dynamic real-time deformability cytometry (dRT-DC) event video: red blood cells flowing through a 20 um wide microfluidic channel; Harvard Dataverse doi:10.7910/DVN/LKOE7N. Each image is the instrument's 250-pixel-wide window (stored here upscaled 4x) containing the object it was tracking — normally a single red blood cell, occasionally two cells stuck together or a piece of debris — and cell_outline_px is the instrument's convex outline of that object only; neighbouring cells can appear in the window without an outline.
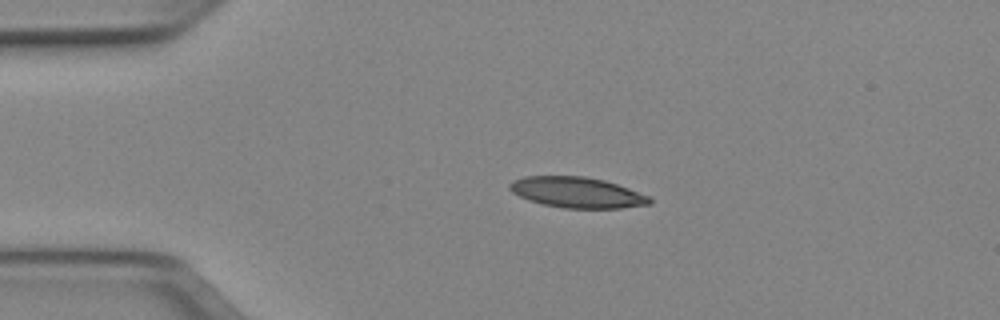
{"species": "Egyptian fruit bat (a non-hibernating species)", "species_latin": "Rousettus aegyptiacus", "temperature_condition": "cold", "stored_images_in_passage": 41, "camera_frame_rate_fps": 3000, "um_per_image_px": 0.085, "animal": {"sex": "female"}, "frame": {"image": 1, "passage_image": 1, "time_ms": 0.0, "image_size_px": [1000, 320], "cell_outline_px": [[652, 204], [620, 208], [564, 208], [544, 204], [528, 200], [512, 192], [508, 188], [508, 184], [512, 180], [524, 176], [584, 176], [604, 180], [628, 188], [648, 196], [652, 200]], "centroid_in_image_um": [49.02, 16.35], "position_along_channel_um": 36.0, "area_um2": 24.97}}
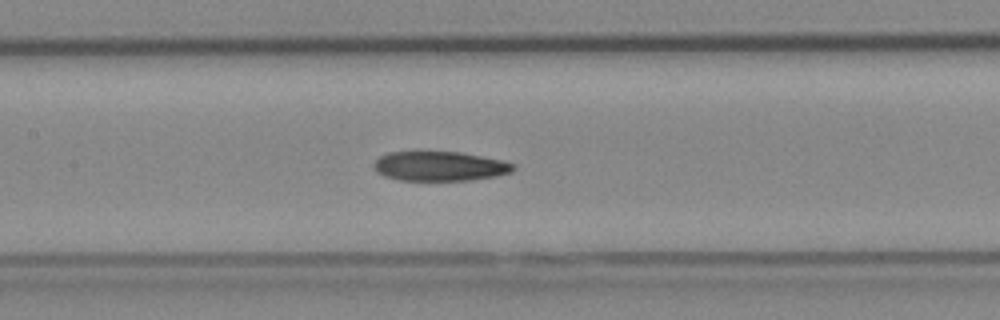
{"frame": {"image": 2, "passage_image": 14, "time_ms": 4.333, "image_size_px": [1000, 320], "cell_outline_px": [[516, 168], [512, 172], [496, 176], [472, 180], [400, 180], [384, 176], [376, 172], [372, 164], [380, 156], [388, 152], [416, 148], [460, 152], [504, 160], [516, 164]], "centroid_in_image_um": [37.34, 14.07], "position_along_channel_um": 170.1, "area_um2": 25.2}}
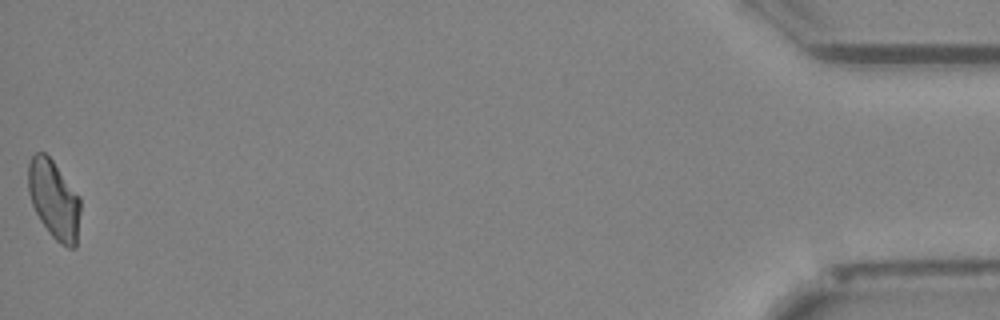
{"frame": {"image": 3, "passage_image": 41, "time_ms": 13.333, "image_size_px": [1000, 320], "cell_outline_px": [[80, 212], [76, 248], [68, 248], [60, 244], [48, 232], [40, 220], [32, 204], [28, 192], [28, 164], [32, 156], [36, 152], [44, 152], [52, 160], [80, 196]], "centroid_in_image_um": [4.59, 16.98], "position_along_channel_um": 430.6, "area_um2": 23.99}, "authors_computed_cell_mechanics": {"area_um2": 24.9696, "velocity_mm_per_s": 3.9671, "shape_relaxation_time_tau1_ms": 7.3508, "shape_relaxation_time_tau2_ms": 7.6883, "deformation_change_tau1": 0.1708, "deformation_change_tau2": 0.1689}}